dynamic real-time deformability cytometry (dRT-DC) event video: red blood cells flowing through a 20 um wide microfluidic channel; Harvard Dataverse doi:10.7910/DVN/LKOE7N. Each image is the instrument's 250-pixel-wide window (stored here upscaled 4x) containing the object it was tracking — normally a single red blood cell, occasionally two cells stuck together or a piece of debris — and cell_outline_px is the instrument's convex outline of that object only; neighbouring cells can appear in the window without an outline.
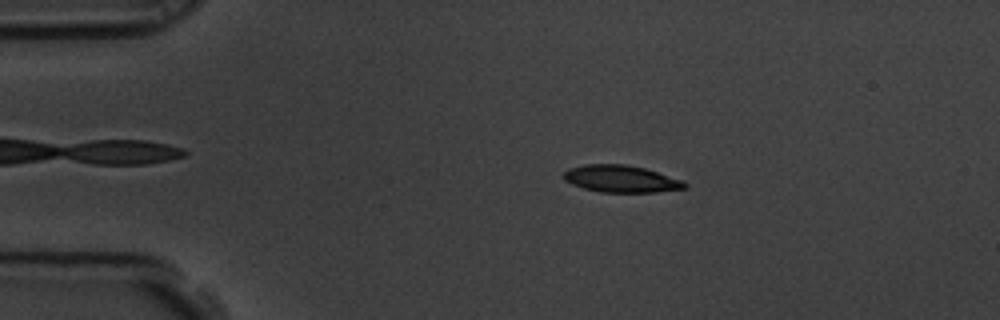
{"species": "common noctule bat (a hibernating species)", "species_latin": "Nyctalus noctula", "temperature_condition": "room temperature", "stored_images_in_passage": 6, "camera_frame_rate_fps": 3000, "um_per_image_px": 0.085, "animal": {"sex": "male", "body_mass_g": 19.5, "forearm_length_mm": 54.6}, "frame": {"image": 1, "passage_image": 3, "time_ms": 0.667, "image_size_px": [1000, 320], "cell_outline_px": [[688, 188], [656, 192], [600, 192], [584, 188], [572, 184], [564, 180], [560, 176], [568, 168], [584, 164], [624, 164], [644, 168], [684, 180], [688, 184]], "centroid_in_image_um": [52.78, 15.2], "position_along_channel_um": 32.2, "area_um2": 19.31}}
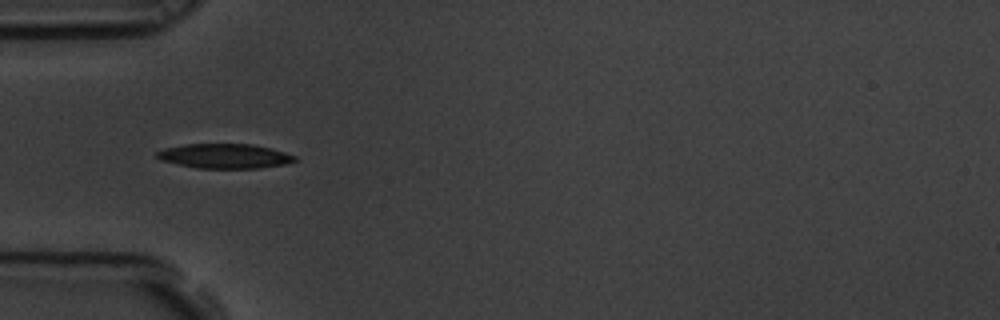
{"frame": {"image": 2, "passage_image": 5, "time_ms": 1.333, "image_size_px": [1000, 320], "cell_outline_px": [[296, 160], [284, 164], [260, 168], [196, 168], [160, 160], [156, 156], [156, 152], [164, 148], [184, 144], [252, 144], [284, 152], [296, 156]], "centroid_in_image_um": [19.06, 13.26], "position_along_channel_um": 65.9, "area_um2": 19.65}}
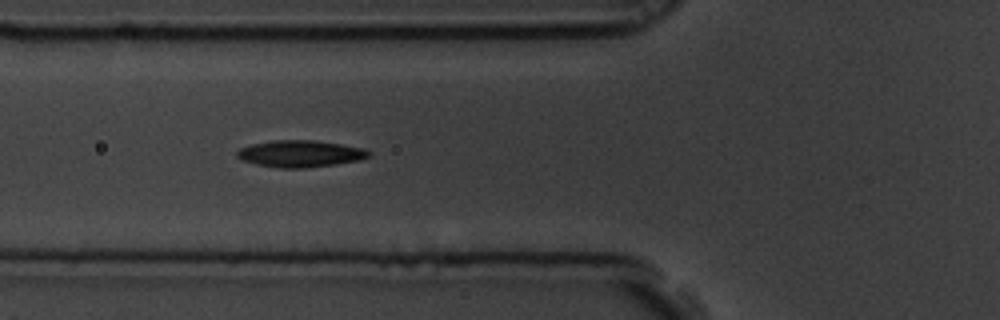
{"frame": {"image": 3, "passage_image": 6, "time_ms": 1.667, "image_size_px": [1000, 320], "cell_outline_px": [[372, 156], [360, 160], [336, 164], [304, 168], [280, 168], [256, 164], [244, 160], [236, 156], [236, 152], [240, 148], [252, 144], [272, 140], [312, 140], [340, 144], [364, 148], [372, 152]], "centroid_in_image_um": [25.56, 13.06], "position_along_channel_um": 100.2, "area_um2": 20.58}}